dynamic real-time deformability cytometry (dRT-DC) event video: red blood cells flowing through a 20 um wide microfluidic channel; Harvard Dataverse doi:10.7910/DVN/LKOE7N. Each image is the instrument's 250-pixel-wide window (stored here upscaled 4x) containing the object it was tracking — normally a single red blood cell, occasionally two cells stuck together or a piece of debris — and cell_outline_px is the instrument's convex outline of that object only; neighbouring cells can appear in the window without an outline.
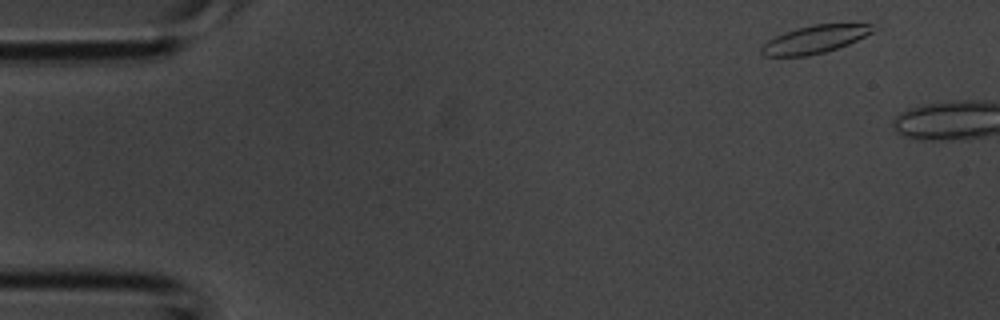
{"species": "common noctule bat (a hibernating species)", "species_latin": "Nyctalus noctula", "temperature_condition": "room temperature", "stored_images_in_passage": 2, "camera_frame_rate_fps": 3000, "um_per_image_px": 0.085, "animal": {"sex": "male", "body_mass_g": 20.1, "forearm_length_mm": 53.5}, "frame": {"image": 1, "passage_image": 1, "time_ms": 0.0, "image_size_px": [1000, 320], "cell_outline_px": [[880, 28], [848, 44], [824, 52], [808, 56], [764, 56], [760, 52], [760, 48], [768, 40], [784, 32], [796, 28], [812, 24], [880, 24]], "centroid_in_image_um": [69.29, 3.33], "position_along_channel_um": 15.7, "area_um2": 18.15}}